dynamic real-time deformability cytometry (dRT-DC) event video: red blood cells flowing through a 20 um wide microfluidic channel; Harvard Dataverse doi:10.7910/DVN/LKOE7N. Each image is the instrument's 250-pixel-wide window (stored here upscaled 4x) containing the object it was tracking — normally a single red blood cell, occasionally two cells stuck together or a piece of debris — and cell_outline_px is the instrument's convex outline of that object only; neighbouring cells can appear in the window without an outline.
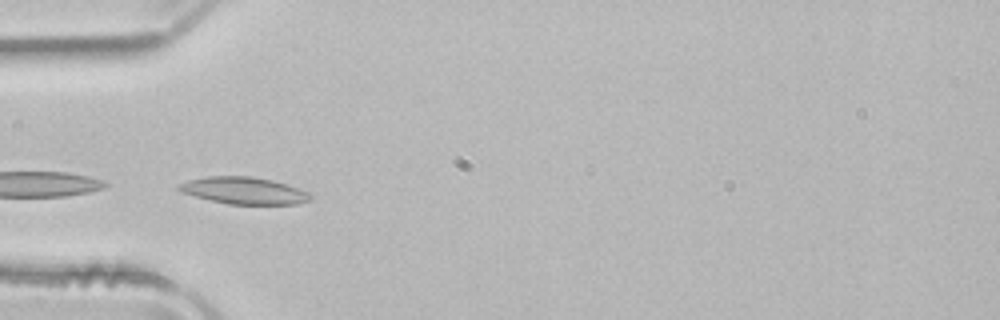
{"species": "common noctule bat (a hibernating species)", "species_latin": "Nyctalus noctula", "temperature_condition": "room temperature", "stored_images_in_passage": 12, "camera_frame_rate_fps": 3000, "um_per_image_px": 0.085, "animal": {"sex": "male", "body_mass_g": 21.5, "forearm_length_mm": 52.0}, "frame": {"image": 1, "passage_image": 4, "time_ms": 1.0, "image_size_px": [1000, 320], "cell_outline_px": [[312, 196], [308, 200], [296, 204], [228, 204], [180, 192], [176, 188], [176, 184], [188, 180], [208, 176], [252, 176], [272, 180], [288, 184], [308, 192]], "centroid_in_image_um": [20.7, 16.19], "position_along_channel_um": 64.3, "area_um2": 20.63}}
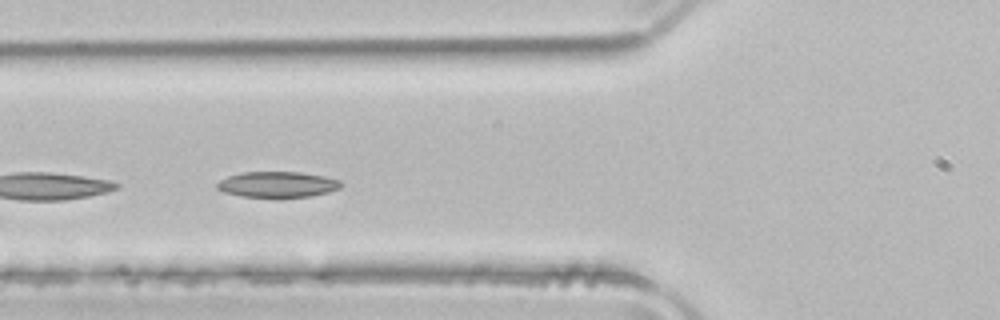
{"frame": {"image": 2, "passage_image": 7, "time_ms": 2.0, "image_size_px": [1000, 320], "cell_outline_px": [[340, 188], [328, 192], [308, 196], [280, 200], [240, 196], [224, 192], [216, 188], [216, 184], [220, 180], [228, 176], [240, 172], [300, 172], [324, 176], [340, 180]], "centroid_in_image_um": [23.54, 15.71], "position_along_channel_um": 102.3, "area_um2": 19.25}}